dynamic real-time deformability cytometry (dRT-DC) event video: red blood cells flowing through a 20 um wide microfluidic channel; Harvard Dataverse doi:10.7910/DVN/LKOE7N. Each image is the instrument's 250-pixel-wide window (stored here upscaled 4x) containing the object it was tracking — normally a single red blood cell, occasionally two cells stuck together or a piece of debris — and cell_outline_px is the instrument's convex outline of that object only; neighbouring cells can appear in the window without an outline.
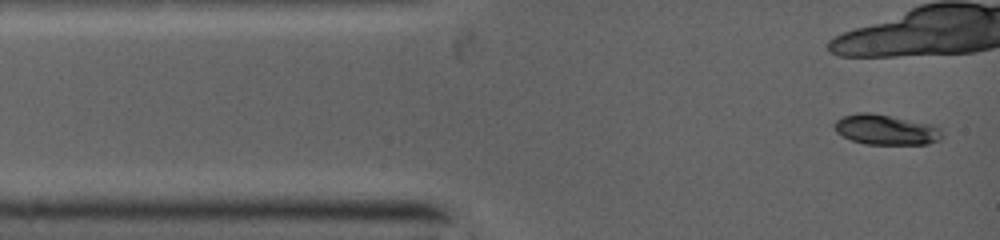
{"species": "common noctule bat (a hibernating species)", "species_latin": "Nyctalus noctula", "temperature_condition": "warm", "stored_images_in_passage": 3, "camera_frame_rate_fps": 5000, "um_per_image_px": 0.085, "animal": {"sex": "female", "body_mass_g": 19.0, "forearm_length_mm": 53.3}, "frame": {"image": 1, "passage_image": 1, "time_ms": 0.0, "image_size_px": [1000, 240], "cell_outline_px": [[940, 140], [924, 144], [868, 144], [852, 140], [836, 132], [836, 120], [844, 116], [860, 112], [872, 112], [924, 124], [936, 128], [940, 132]], "centroid_in_image_um": [75.22, 11.03], "position_along_channel_um": 9.8, "area_um2": 18.09}}